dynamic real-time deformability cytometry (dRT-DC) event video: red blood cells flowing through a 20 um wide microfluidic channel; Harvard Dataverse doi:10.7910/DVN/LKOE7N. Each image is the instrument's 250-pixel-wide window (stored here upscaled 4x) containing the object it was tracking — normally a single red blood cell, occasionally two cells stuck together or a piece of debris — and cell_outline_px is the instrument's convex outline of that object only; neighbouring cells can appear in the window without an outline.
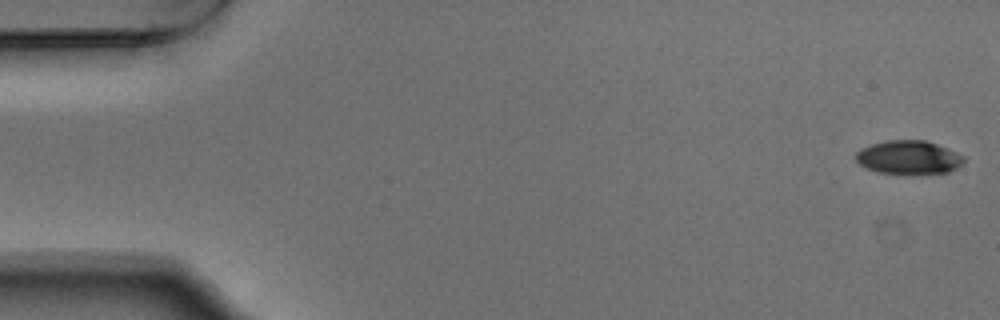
{"species": "Egyptian fruit bat (a non-hibernating species)", "species_latin": "Rousettus aegyptiacus", "temperature_condition": "warm", "stored_images_in_passage": 53, "camera_frame_rate_fps": 3000, "um_per_image_px": 0.085, "animal": {"sex": "male"}, "frame": {"image": 1, "passage_image": 1, "time_ms": 0.0, "image_size_px": [1000, 320], "cell_outline_px": [[964, 160], [956, 168], [948, 172], [880, 172], [868, 168], [860, 164], [856, 160], [856, 152], [860, 148], [884, 140], [928, 140], [956, 152], [964, 156]], "centroid_in_image_um": [77.22, 13.33], "position_along_channel_um": 7.8, "area_um2": 20.58}}
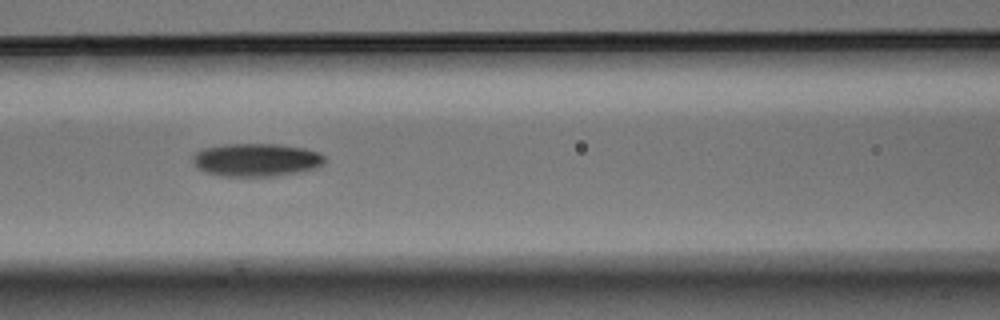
{"frame": {"image": 2, "passage_image": 23, "time_ms": 7.333, "image_size_px": [1000, 320], "cell_outline_px": [[324, 164], [316, 168], [276, 176], [220, 176], [204, 172], [196, 168], [192, 164], [192, 156], [200, 148], [224, 144], [280, 144], [304, 148], [320, 152], [324, 156]], "centroid_in_image_um": [21.73, 13.58], "position_along_channel_um": 144.9, "area_um2": 25.78}}
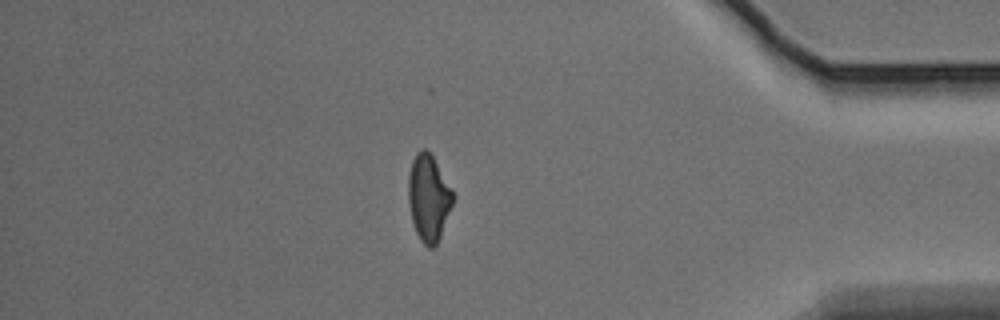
{"frame": {"image": 3, "passage_image": 46, "time_ms": 15.0, "image_size_px": [1000, 320], "cell_outline_px": [[456, 196], [440, 236], [436, 244], [432, 248], [428, 248], [420, 240], [416, 232], [412, 220], [408, 200], [408, 176], [412, 160], [416, 152], [420, 148], [428, 148]], "centroid_in_image_um": [36.43, 16.78], "position_along_channel_um": 398.8, "area_um2": 22.66}, "authors_computed_cell_mechanics": {"area_um2": 23.0622, "velocity_mm_per_s": 3.7612, "shape_relaxation_time_tau1_ms": 3.0959, "shape_relaxation_time_tau2_ms": null, "deformation_change_tau1": 0.1252, "deformation_change_tau2": null}}